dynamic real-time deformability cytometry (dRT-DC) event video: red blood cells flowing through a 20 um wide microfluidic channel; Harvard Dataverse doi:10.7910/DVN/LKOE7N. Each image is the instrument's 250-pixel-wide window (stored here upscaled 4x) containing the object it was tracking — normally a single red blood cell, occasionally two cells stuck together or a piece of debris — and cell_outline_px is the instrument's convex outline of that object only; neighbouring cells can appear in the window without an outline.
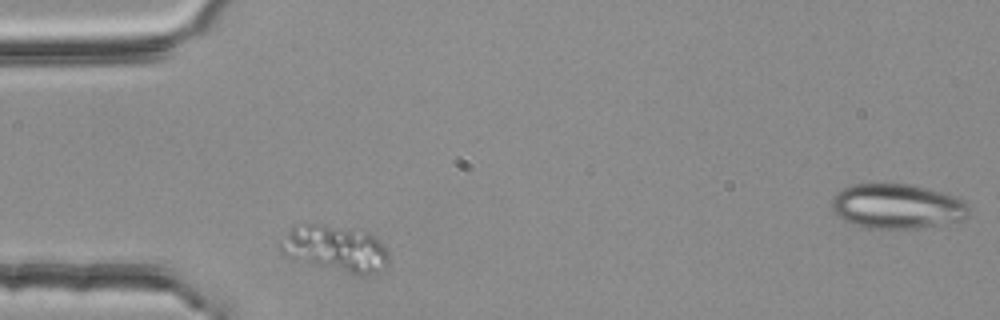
{"species": "common noctule bat (a hibernating species)", "species_latin": "Nyctalus noctula", "temperature_condition": "room temperature", "stored_images_in_passage": 2, "segment_of_instrument_passage": [1, 2], "camera_frame_rate_fps": 3000, "um_per_image_px": 0.085, "animal": {"sex": "female", "body_mass_g": 25.1}, "frame": {"image": 1, "passage_image": 1, "time_ms": 0.0, "image_size_px": [1000, 320], "cell_outline_px": [[388, 264], [384, 272], [368, 276], [364, 276], [292, 260], [284, 256], [280, 252], [280, 244], [292, 224], [320, 224], [368, 232], [380, 240], [388, 252]], "centroid_in_image_um": [28.52, 21.15], "position_along_channel_um": 56.5, "area_um2": 29.71}}